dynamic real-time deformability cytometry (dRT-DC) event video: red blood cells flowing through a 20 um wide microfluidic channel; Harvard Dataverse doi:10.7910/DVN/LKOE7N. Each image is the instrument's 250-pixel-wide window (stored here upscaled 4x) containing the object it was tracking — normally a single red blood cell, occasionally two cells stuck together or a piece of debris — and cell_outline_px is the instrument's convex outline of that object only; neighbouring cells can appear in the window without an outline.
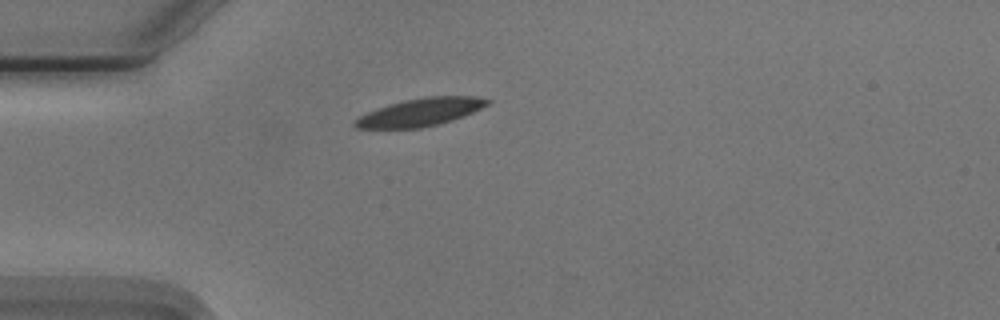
{"species": "Egyptian fruit bat (a non-hibernating species)", "species_latin": "Rousettus aegyptiacus", "temperature_condition": "cold", "stored_images_in_passage": 34, "camera_frame_rate_fps": 3000, "um_per_image_px": 0.085, "animal": {"sex": "male"}, "frame": {"image": 1, "passage_image": 1, "time_ms": 0.0, "image_size_px": [1000, 320], "cell_outline_px": [[492, 100], [488, 104], [472, 112], [452, 120], [420, 128], [356, 128], [352, 124], [352, 120], [376, 108], [388, 104], [404, 100], [428, 96], [476, 96]], "centroid_in_image_um": [35.69, 9.53], "position_along_channel_um": 49.3, "area_um2": 21.33}}
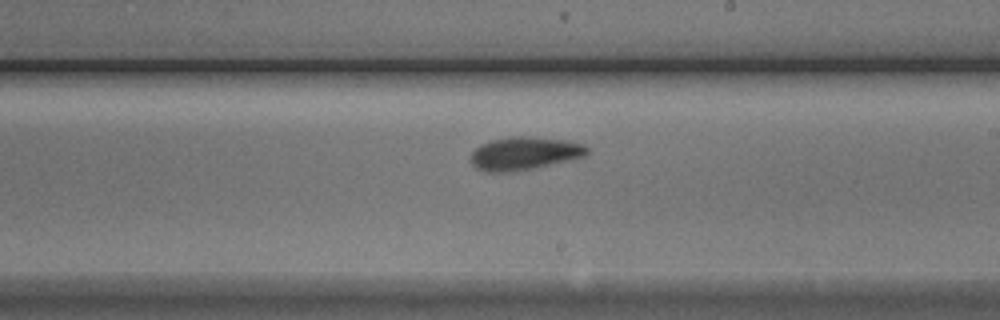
{"frame": {"image": 2, "passage_image": 18, "time_ms": 5.667, "image_size_px": [1000, 320], "cell_outline_px": [[588, 156], [572, 160], [536, 168], [512, 172], [488, 172], [476, 168], [472, 164], [472, 152], [480, 144], [492, 140], [508, 136], [528, 136], [564, 140], [584, 144], [588, 148]], "centroid_in_image_um": [44.61, 13.04], "position_along_channel_um": 244.4, "area_um2": 22.66}}
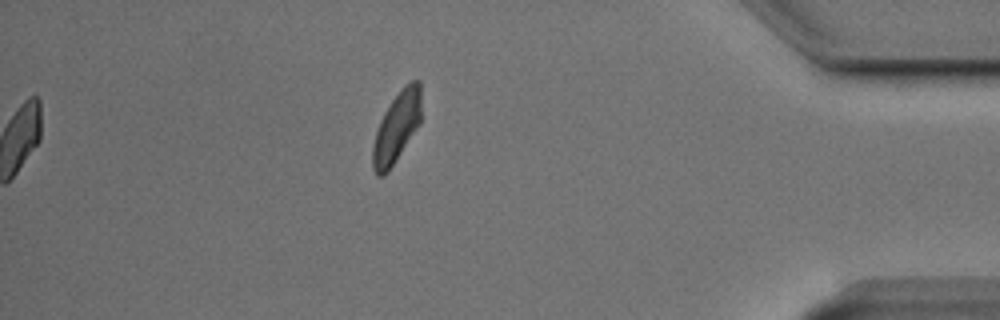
{"frame": {"image": 3, "passage_image": 34, "time_ms": 11.0, "image_size_px": [1000, 320], "cell_outline_px": [[420, 124], [388, 172], [384, 176], [376, 176], [372, 168], [372, 148], [376, 132], [380, 120], [384, 112], [392, 100], [412, 80], [420, 80]], "centroid_in_image_um": [33.69, 10.89], "position_along_channel_um": 401.5, "area_um2": 19.59}, "authors_computed_cell_mechanics": {"area_um2": 21.1837, "velocity_mm_per_s": 3.6989, "shape_relaxation_time_tau1_ms": 2.9297, "shape_relaxation_time_tau2_ms": 1.7984, "deformation_change_tau1": 0.1295, "deformation_change_tau2": 0.081}}